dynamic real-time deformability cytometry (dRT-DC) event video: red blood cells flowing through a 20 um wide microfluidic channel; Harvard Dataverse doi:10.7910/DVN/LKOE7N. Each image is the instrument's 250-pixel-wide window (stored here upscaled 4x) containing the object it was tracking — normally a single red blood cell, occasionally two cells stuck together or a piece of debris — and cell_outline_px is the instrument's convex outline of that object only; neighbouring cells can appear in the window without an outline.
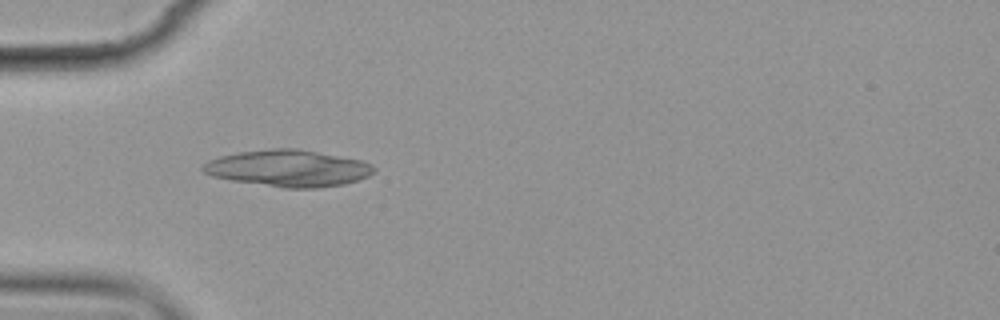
{"species": "common noctule bat (a hibernating species)", "species_latin": "Nyctalus noctula", "temperature_condition": "cold", "stored_images_in_passage": 7, "camera_frame_rate_fps": 3000, "um_per_image_px": 0.085, "animal": {"sex": "female", "body_mass_g": 19.9}, "frame": {"image": 1, "passage_image": 6, "time_ms": 5.667, "image_size_px": [1000, 320], "cell_outline_px": [[376, 168], [368, 176], [344, 184], [316, 188], [284, 188], [232, 180], [212, 176], [204, 172], [200, 168], [208, 160], [220, 156], [240, 152], [272, 148], [296, 148], [360, 160], [372, 164]], "centroid_in_image_um": [24.48, 14.3], "position_along_channel_um": 60.5, "area_um2": 36.24}}
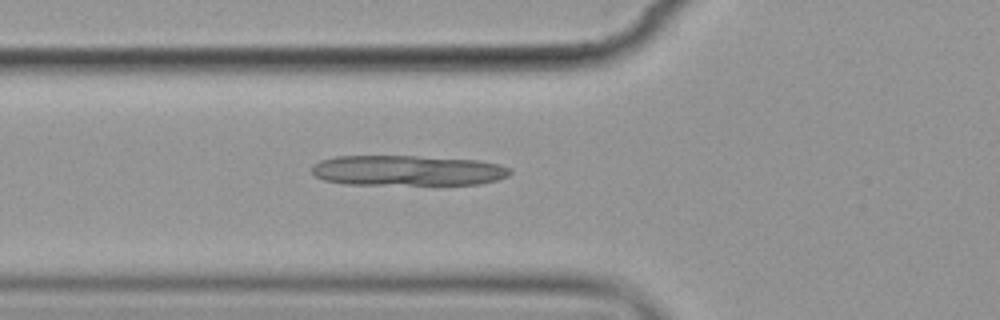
{"frame": {"image": 2, "passage_image": 7, "time_ms": 6.667, "image_size_px": [1000, 320], "cell_outline_px": [[512, 172], [508, 176], [496, 180], [480, 184], [348, 184], [324, 180], [316, 176], [312, 172], [312, 164], [320, 160], [336, 156], [416, 156], [476, 160], [500, 164], [512, 168]], "centroid_in_image_um": [34.65, 14.49], "position_along_channel_um": 91.1, "area_um2": 35.08}}